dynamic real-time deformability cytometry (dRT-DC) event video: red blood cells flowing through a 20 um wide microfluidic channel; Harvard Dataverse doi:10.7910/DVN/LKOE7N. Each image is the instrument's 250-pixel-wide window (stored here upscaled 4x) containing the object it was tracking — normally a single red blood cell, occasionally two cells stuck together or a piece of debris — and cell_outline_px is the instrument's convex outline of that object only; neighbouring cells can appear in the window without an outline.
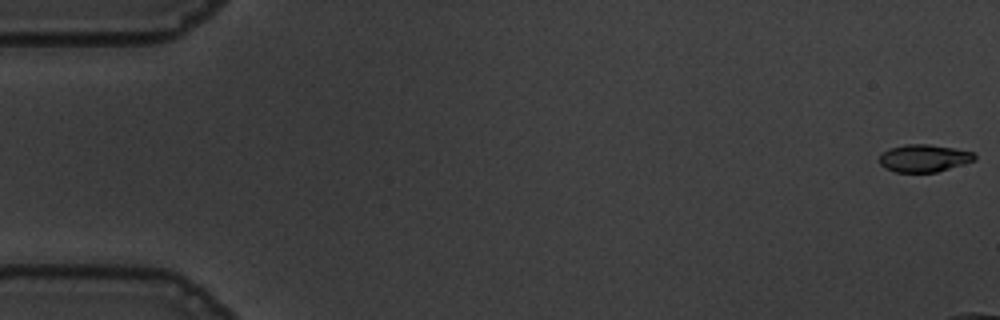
{"species": "common noctule bat (a hibernating species)", "species_latin": "Nyctalus noctula", "temperature_condition": "warm", "stored_images_in_passage": 14, "camera_frame_rate_fps": 3000, "um_per_image_px": 0.085, "animal": {"sex": "male", "body_mass_g": 19.5, "forearm_length_mm": 54.6}, "frame": {"image": 1, "passage_image": 1, "time_ms": 0.0, "image_size_px": [1000, 320], "cell_outline_px": [[976, 160], [936, 172], [896, 172], [884, 168], [880, 164], [880, 156], [884, 152], [892, 148], [904, 144], [928, 144], [956, 148], [976, 152]], "centroid_in_image_um": [78.58, 13.44], "position_along_channel_um": 6.4, "area_um2": 15.26}}